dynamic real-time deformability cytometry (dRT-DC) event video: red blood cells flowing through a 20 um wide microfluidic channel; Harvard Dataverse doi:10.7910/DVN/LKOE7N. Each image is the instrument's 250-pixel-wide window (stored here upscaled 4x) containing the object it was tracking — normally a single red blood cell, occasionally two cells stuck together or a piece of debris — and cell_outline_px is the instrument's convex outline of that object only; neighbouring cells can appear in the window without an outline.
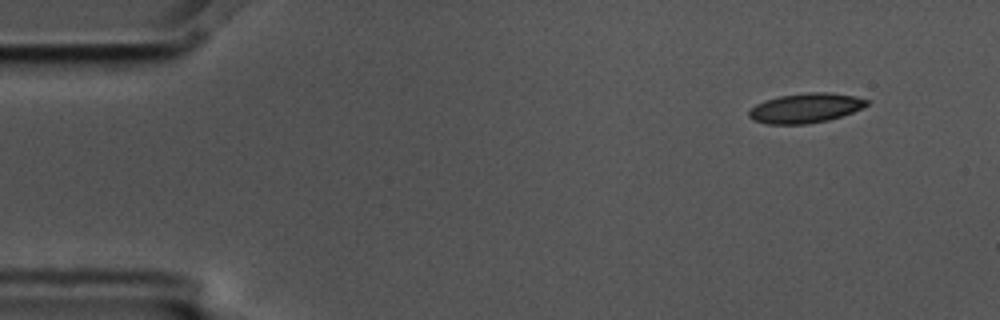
{"species": "common noctule bat (a hibernating species)", "species_latin": "Nyctalus noctula", "temperature_condition": "cold", "stored_images_in_passage": 4, "camera_frame_rate_fps": 3000, "um_per_image_px": 0.085, "animal": {"sex": "male", "body_mass_g": 17.5, "forearm_length_mm": 52.3}, "frame": {"image": 1, "passage_image": 1, "time_ms": 0.0, "image_size_px": [1000, 320], "cell_outline_px": [[868, 104], [852, 112], [828, 120], [808, 124], [768, 124], [752, 120], [748, 116], [748, 112], [756, 104], [780, 96], [808, 92], [828, 92], [852, 96], [868, 100]], "centroid_in_image_um": [68.43, 9.19], "position_along_channel_um": 16.6, "area_um2": 20.06}}
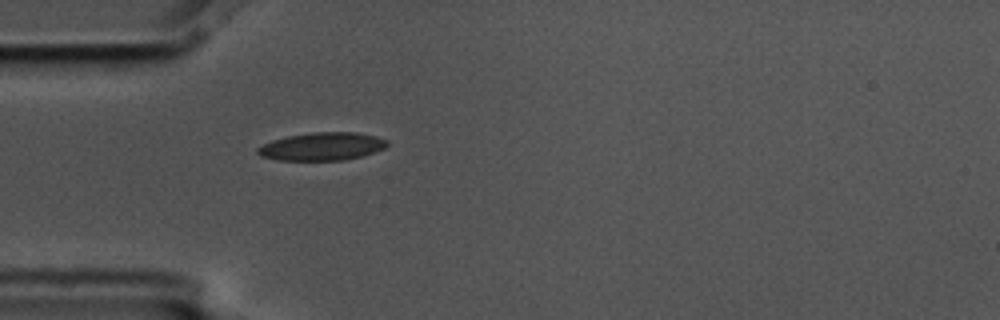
{"frame": {"image": 2, "passage_image": 4, "time_ms": 1.0, "image_size_px": [1000, 320], "cell_outline_px": [[388, 144], [384, 148], [360, 156], [344, 160], [280, 160], [260, 156], [256, 152], [256, 148], [272, 140], [288, 136], [312, 132], [356, 132], [376, 136], [388, 140]], "centroid_in_image_um": [27.36, 12.44], "position_along_channel_um": 57.6, "area_um2": 20.98}}